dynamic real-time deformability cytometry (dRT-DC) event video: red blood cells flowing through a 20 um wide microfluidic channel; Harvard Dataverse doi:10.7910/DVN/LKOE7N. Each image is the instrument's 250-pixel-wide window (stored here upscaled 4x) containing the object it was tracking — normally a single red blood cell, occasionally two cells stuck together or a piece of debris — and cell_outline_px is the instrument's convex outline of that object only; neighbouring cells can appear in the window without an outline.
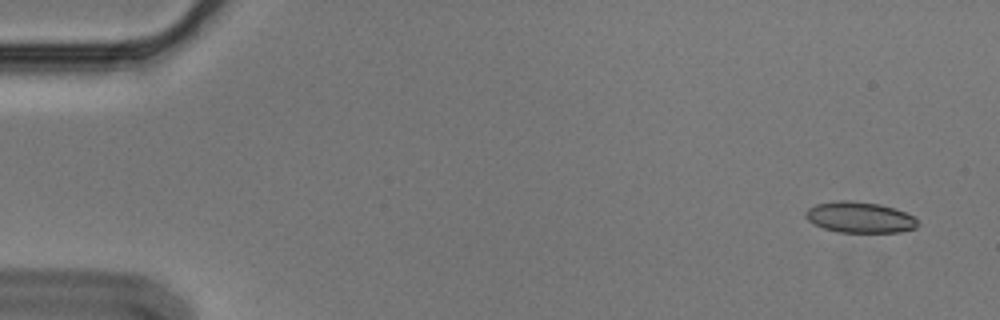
{"species": "Egyptian fruit bat (a non-hibernating species)", "species_latin": "Rousettus aegyptiacus", "temperature_condition": "cold", "stored_images_in_passage": 5, "camera_frame_rate_fps": 3000, "um_per_image_px": 0.085, "animal": {"sex": "male"}, "frame": {"image": 1, "passage_image": 1, "time_ms": 0.0, "image_size_px": [1000, 320], "cell_outline_px": [[916, 228], [900, 232], [836, 232], [824, 228], [808, 220], [804, 216], [804, 212], [808, 208], [816, 204], [840, 200], [848, 200], [880, 204], [904, 212], [912, 216], [916, 220]], "centroid_in_image_um": [73.03, 18.47], "position_along_channel_um": 12.0, "area_um2": 20.0}}
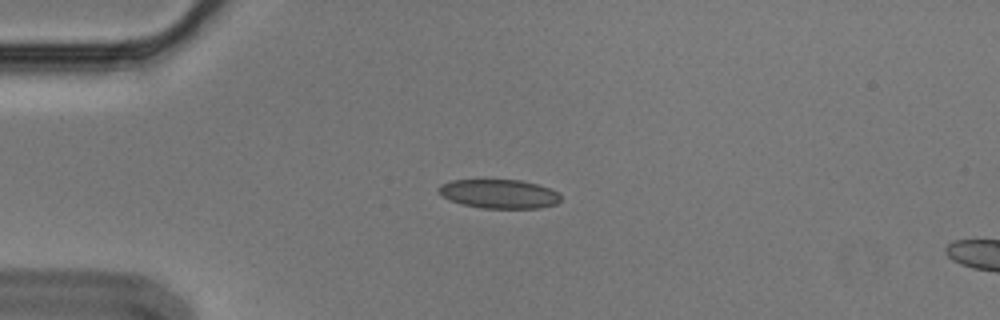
{"frame": {"image": 2, "passage_image": 4, "time_ms": 1.0, "image_size_px": [1000, 320], "cell_outline_px": [[560, 200], [556, 204], [540, 208], [480, 208], [448, 200], [436, 188], [440, 184], [452, 180], [520, 180], [536, 184], [560, 192]], "centroid_in_image_um": [42.42, 16.48], "position_along_channel_um": 42.6, "area_um2": 20.58}}